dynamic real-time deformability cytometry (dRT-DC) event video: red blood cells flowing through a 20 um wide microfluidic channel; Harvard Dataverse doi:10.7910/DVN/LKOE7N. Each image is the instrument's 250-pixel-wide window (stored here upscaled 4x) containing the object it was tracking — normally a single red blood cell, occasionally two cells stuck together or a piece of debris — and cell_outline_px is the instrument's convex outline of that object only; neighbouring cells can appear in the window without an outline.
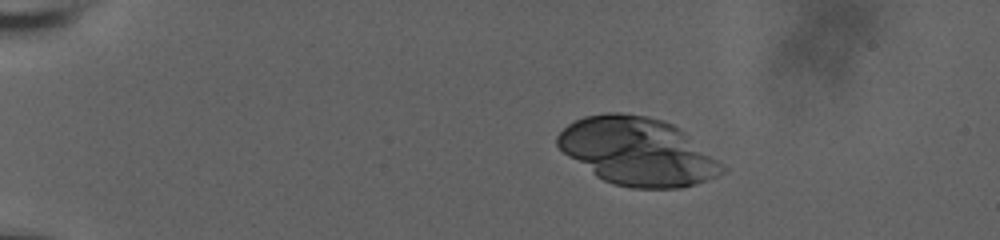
{"species": "human", "species_latin": "Homo sapiens", "temperature_condition": "room temperature", "stored_images_in_passage": 59, "camera_frame_rate_fps": 3000, "um_per_image_px": 0.085, "donor": {"sex": "male"}, "frame": {"image": 1, "passage_image": 13, "time_ms": 4.0, "image_size_px": [1000, 240], "cell_outline_px": [[728, 168], [724, 172], [716, 176], [696, 184], [680, 188], [632, 188], [612, 184], [596, 176], [568, 156], [556, 144], [556, 136], [568, 124], [584, 116], [604, 112], [620, 112], [648, 116], [664, 120], [672, 124], [724, 164]], "centroid_in_image_um": [54.18, 12.87], "position_along_channel_um": 30.8, "area_um2": 64.74}}
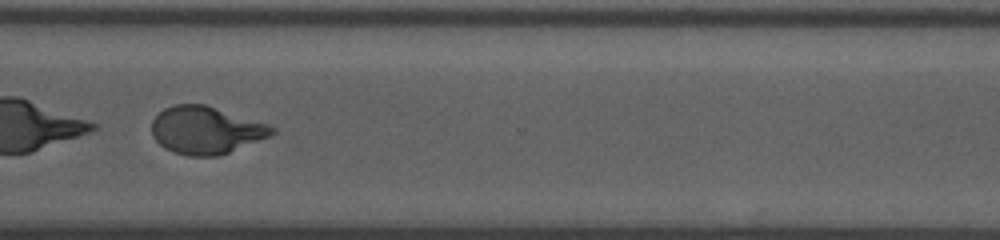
{"frame": {"image": 2, "passage_image": 47, "time_ms": 15.333, "image_size_px": [1000, 240], "cell_outline_px": [[276, 132], [272, 136], [220, 156], [188, 156], [164, 148], [152, 136], [152, 120], [164, 108], [172, 104], [204, 104], [268, 124], [276, 128]], "centroid_in_image_um": [17.52, 11.07], "position_along_channel_um": 353.1, "area_um2": 33.41}}